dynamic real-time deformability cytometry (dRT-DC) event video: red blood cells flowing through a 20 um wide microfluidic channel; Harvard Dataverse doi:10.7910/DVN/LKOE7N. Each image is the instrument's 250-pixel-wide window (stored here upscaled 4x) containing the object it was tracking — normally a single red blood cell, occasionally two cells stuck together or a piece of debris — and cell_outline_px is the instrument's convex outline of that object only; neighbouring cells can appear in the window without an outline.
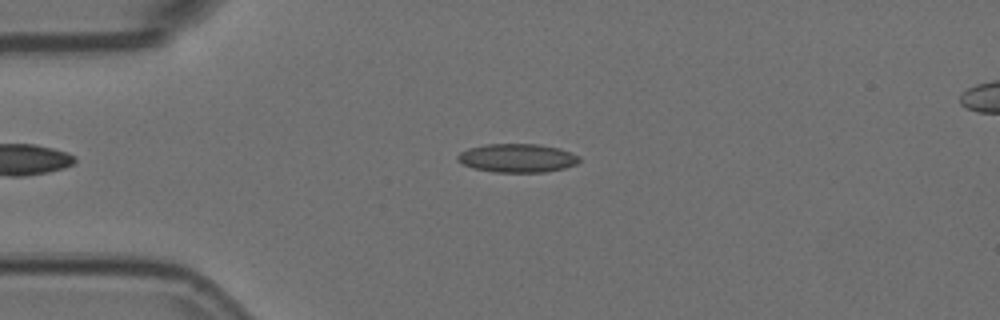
{"species": "Egyptian fruit bat (a non-hibernating species)", "species_latin": "Rousettus aegyptiacus", "temperature_condition": "room temperature", "stored_images_in_passage": 50, "camera_frame_rate_fps": 3000, "um_per_image_px": 0.085, "animal": {"sex": "female"}, "frame": {"image": 1, "passage_image": 12, "time_ms": 3.667, "image_size_px": [1000, 320], "cell_outline_px": [[580, 160], [576, 164], [564, 168], [544, 172], [496, 172], [472, 168], [456, 160], [456, 156], [460, 152], [468, 148], [488, 144], [540, 144], [560, 148], [580, 156]], "centroid_in_image_um": [43.97, 13.43], "position_along_channel_um": 41.0, "area_um2": 20.35}}
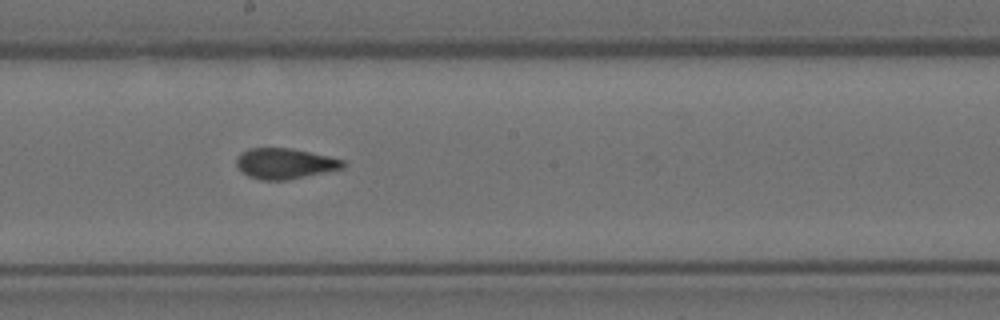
{"frame": {"image": 2, "passage_image": 29, "time_ms": 9.333, "image_size_px": [1000, 320], "cell_outline_px": [[344, 168], [284, 180], [260, 180], [248, 176], [236, 164], [236, 160], [240, 152], [248, 148], [292, 148], [328, 156], [344, 160]], "centroid_in_image_um": [24.19, 13.89], "position_along_channel_um": 224.0, "area_um2": 18.79}}
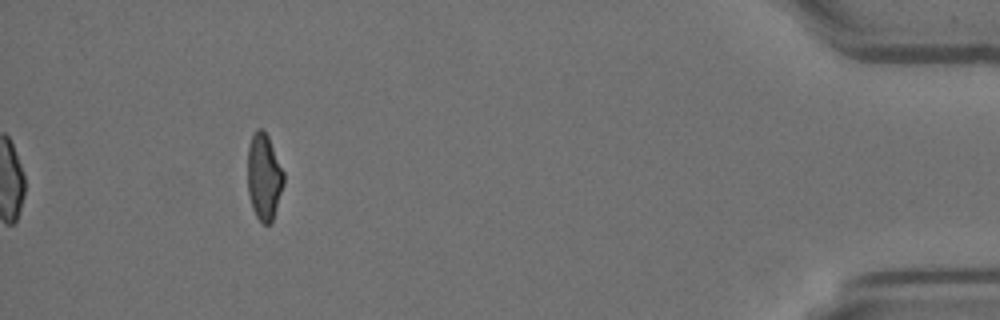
{"frame": {"image": 3, "passage_image": 50, "time_ms": 16.333, "image_size_px": [1000, 320], "cell_outline_px": [[284, 184], [272, 224], [264, 224], [256, 216], [252, 208], [248, 192], [248, 148], [252, 136], [256, 128], [264, 128], [268, 136], [284, 172]], "centroid_in_image_um": [22.45, 15.03], "position_along_channel_um": 412.8, "area_um2": 18.32}, "authors_computed_cell_mechanics": {"area_um2": 19.1607, "velocity_mm_per_s": 3.6248, "shape_relaxation_time_tau1_ms": null, "shape_relaxation_time_tau2_ms": 1.6601, "deformation_change_tau1": null, "deformation_change_tau2": 0.0702}}